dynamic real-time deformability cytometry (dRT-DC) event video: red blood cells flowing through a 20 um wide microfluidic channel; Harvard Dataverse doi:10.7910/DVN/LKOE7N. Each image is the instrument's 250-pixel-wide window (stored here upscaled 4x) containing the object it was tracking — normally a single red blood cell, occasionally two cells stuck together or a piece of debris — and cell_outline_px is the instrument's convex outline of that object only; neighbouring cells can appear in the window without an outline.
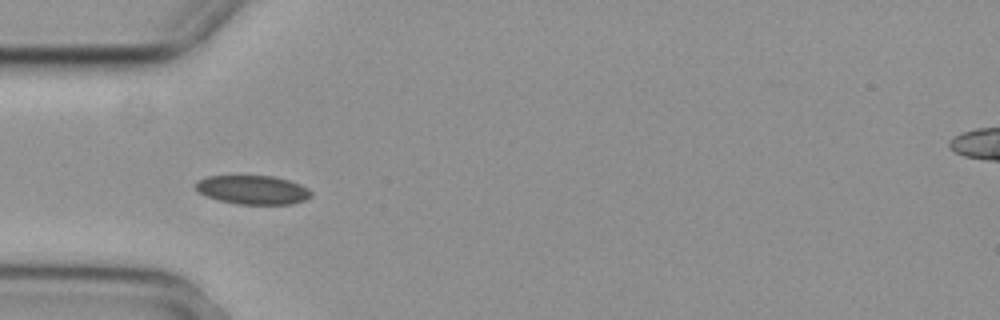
{"species": "common noctule bat (a hibernating species)", "species_latin": "Nyctalus noctula", "temperature_condition": "cold", "stored_images_in_passage": 9, "camera_frame_rate_fps": 3000, "um_per_image_px": 0.085, "animal": {"sex": "female", "body_mass_g": 29.2, "forearm_length_mm": 56.3}, "frame": {"image": 1, "passage_image": 5, "time_ms": 1.333, "image_size_px": [1000, 320], "cell_outline_px": [[312, 196], [304, 200], [292, 204], [236, 204], [220, 200], [196, 192], [196, 184], [200, 180], [208, 176], [272, 176], [288, 180], [300, 184], [308, 188], [312, 192]], "centroid_in_image_um": [21.51, 16.14], "position_along_channel_um": 63.5, "area_um2": 19.31}}
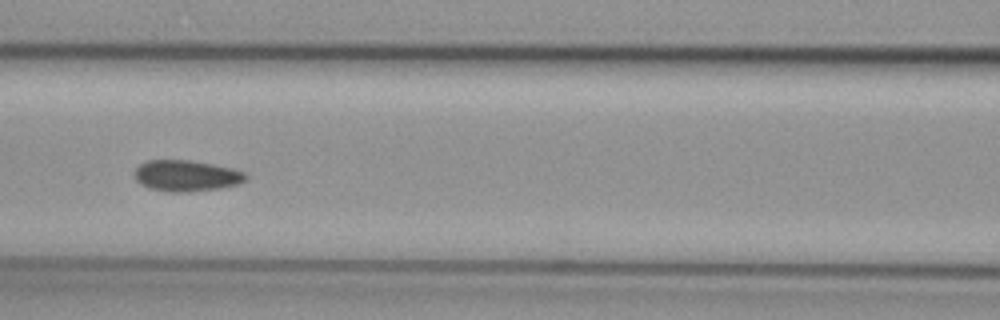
{"frame": {"image": 2, "passage_image": 7, "time_ms": 2.0, "image_size_px": [1000, 320], "cell_outline_px": [[248, 176], [244, 180], [236, 184], [220, 188], [188, 192], [164, 192], [148, 188], [140, 184], [136, 180], [132, 172], [140, 164], [148, 160], [192, 160], [216, 164], [232, 168], [244, 172]], "centroid_in_image_um": [15.79, 14.93], "position_along_channel_um": 150.8, "area_um2": 20.46}}
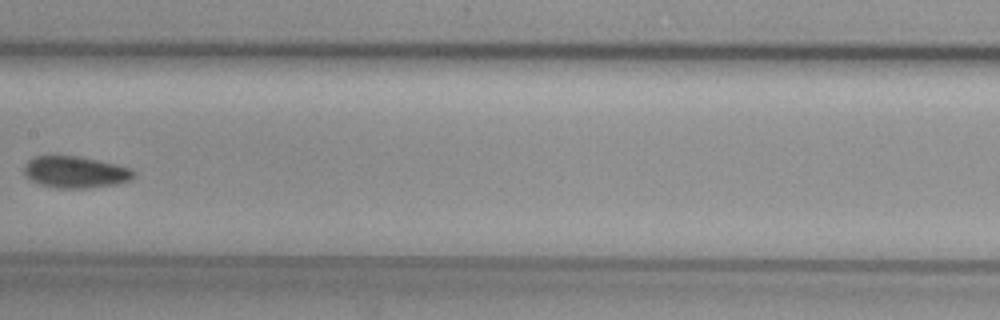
{"frame": {"image": 3, "passage_image": 8, "time_ms": 2.333, "image_size_px": [1000, 320], "cell_outline_px": [[136, 172], [132, 180], [116, 184], [88, 188], [56, 188], [40, 184], [28, 180], [24, 176], [24, 164], [32, 156], [80, 156], [116, 164], [132, 168]], "centroid_in_image_um": [6.39, 14.63], "position_along_channel_um": 201.0, "area_um2": 20.58}}